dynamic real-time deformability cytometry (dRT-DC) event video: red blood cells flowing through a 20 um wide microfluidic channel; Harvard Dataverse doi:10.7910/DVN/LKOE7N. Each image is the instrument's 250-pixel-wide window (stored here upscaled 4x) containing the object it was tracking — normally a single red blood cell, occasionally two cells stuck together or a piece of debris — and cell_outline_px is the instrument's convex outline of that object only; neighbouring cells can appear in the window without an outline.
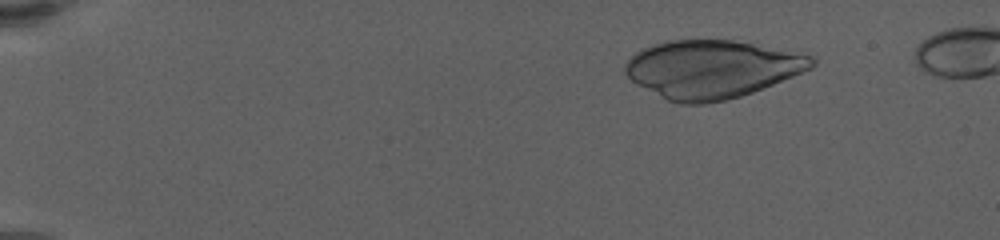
{"species": "human", "species_latin": "Homo sapiens", "temperature_condition": "warm", "stored_images_in_passage": 62, "camera_frame_rate_fps": 3000, "um_per_image_px": 0.085, "donor": {"sex": "female"}, "frame": {"image": 1, "passage_image": 9, "time_ms": 2.667, "image_size_px": [1000, 240], "cell_outline_px": [[816, 64], [812, 68], [752, 92], [728, 100], [704, 104], [680, 104], [668, 100], [636, 84], [624, 72], [624, 64], [636, 52], [644, 48], [664, 40], [732, 40], [812, 56], [816, 60]], "centroid_in_image_um": [60.46, 5.88], "position_along_channel_um": 24.5, "area_um2": 62.48}}